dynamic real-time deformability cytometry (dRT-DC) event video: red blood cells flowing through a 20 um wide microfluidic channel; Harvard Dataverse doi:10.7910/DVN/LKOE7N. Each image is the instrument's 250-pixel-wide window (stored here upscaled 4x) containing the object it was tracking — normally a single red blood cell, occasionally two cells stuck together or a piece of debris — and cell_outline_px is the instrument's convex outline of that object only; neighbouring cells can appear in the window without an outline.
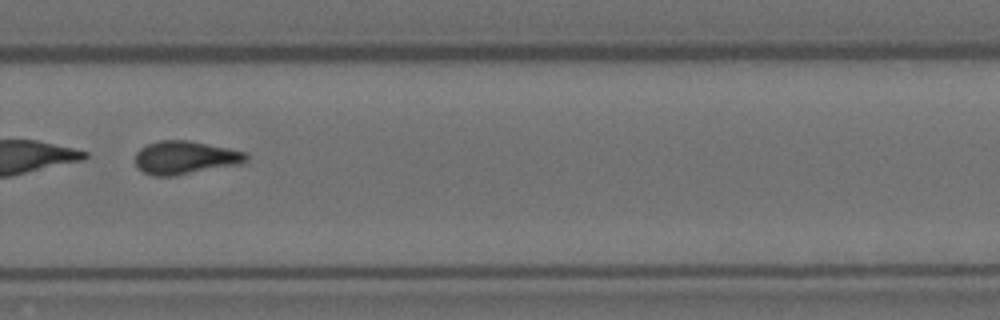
{"species": "Egyptian fruit bat (a non-hibernating species)", "species_latin": "Rousettus aegyptiacus", "temperature_condition": "room temperature", "stored_images_in_passage": 53, "camera_frame_rate_fps": 3000, "um_per_image_px": 0.085, "animal": {"sex": "female"}, "frame": {"image": 1, "passage_image": 37, "time_ms": 12.0, "image_size_px": [1000, 320], "cell_outline_px": [[248, 160], [240, 164], [172, 176], [152, 176], [144, 172], [136, 164], [136, 152], [140, 148], [148, 144], [160, 140], [188, 140], [248, 152]], "centroid_in_image_um": [15.76, 13.39], "position_along_channel_um": 314.0, "area_um2": 21.39}}